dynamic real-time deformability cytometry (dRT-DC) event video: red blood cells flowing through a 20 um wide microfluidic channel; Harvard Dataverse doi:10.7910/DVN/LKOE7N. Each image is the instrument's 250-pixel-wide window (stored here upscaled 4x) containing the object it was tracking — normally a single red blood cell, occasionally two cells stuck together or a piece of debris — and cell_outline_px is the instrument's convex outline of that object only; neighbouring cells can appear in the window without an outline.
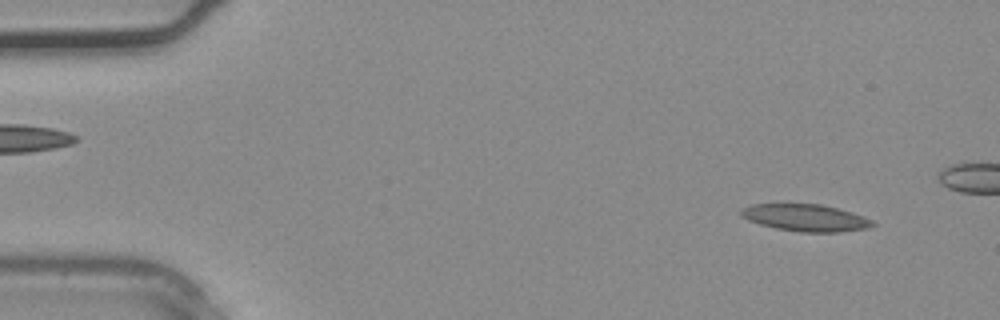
{"species": "common noctule bat (a hibernating species)", "species_latin": "Nyctalus noctula", "temperature_condition": "warm", "stored_images_in_passage": 10, "camera_frame_rate_fps": 3000, "um_per_image_px": 0.085, "animal": {"sex": "male", "body_mass_g": 20.4}, "frame": {"image": 1, "passage_image": 2, "time_ms": 0.333, "image_size_px": [1000, 320], "cell_outline_px": [[876, 224], [868, 228], [840, 232], [800, 232], [776, 228], [760, 224], [748, 220], [740, 216], [740, 208], [752, 204], [820, 204], [852, 212], [864, 216], [872, 220]], "centroid_in_image_um": [68.46, 18.51], "position_along_channel_um": 16.5, "area_um2": 20.75}}